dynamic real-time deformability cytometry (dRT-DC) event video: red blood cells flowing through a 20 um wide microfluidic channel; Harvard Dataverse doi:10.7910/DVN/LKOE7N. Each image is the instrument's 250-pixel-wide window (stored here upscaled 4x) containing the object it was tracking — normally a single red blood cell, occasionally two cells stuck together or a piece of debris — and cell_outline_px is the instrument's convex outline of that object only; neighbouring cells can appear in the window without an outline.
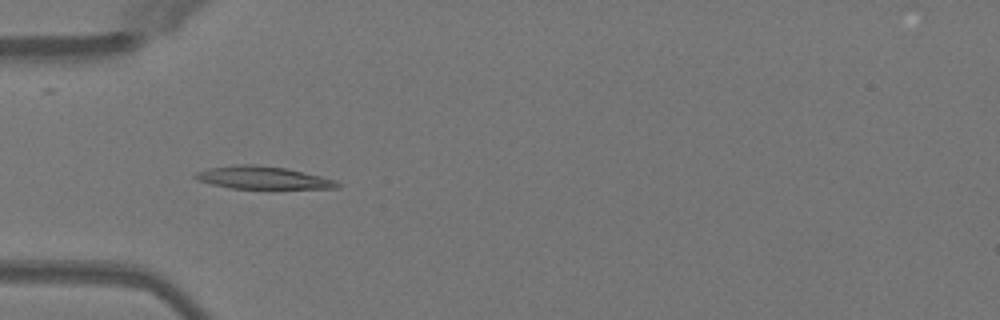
{"species": "Egyptian fruit bat (a non-hibernating species)", "species_latin": "Rousettus aegyptiacus", "temperature_condition": "warm", "stored_images_in_passage": 50, "camera_frame_rate_fps": 3000, "um_per_image_px": 0.085, "animal": {"sex": "female"}, "frame": {"image": 1, "passage_image": 16, "time_ms": 5.0, "image_size_px": [1000, 320], "cell_outline_px": [[340, 188], [232, 188], [212, 184], [196, 180], [192, 176], [196, 172], [208, 168], [236, 164], [252, 164], [288, 168], [336, 180], [340, 184]], "centroid_in_image_um": [22.31, 15.09], "position_along_channel_um": 62.7, "area_um2": 18.67}}
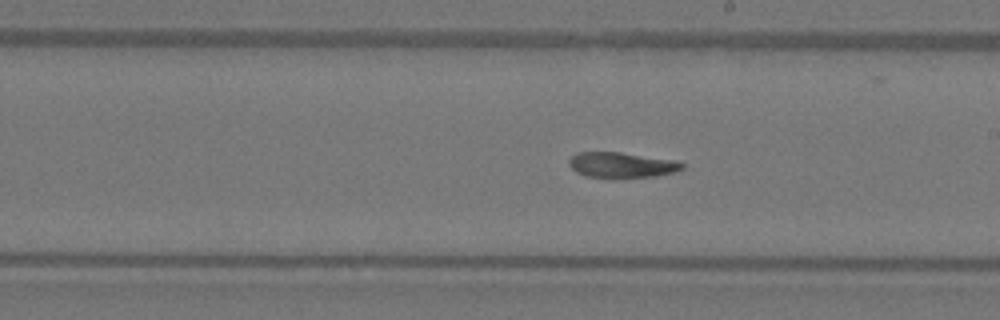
{"frame": {"image": 2, "passage_image": 29, "time_ms": 9.333, "image_size_px": [1000, 320], "cell_outline_px": [[684, 168], [676, 172], [656, 176], [612, 180], [584, 176], [576, 172], [568, 164], [568, 160], [576, 152], [620, 152], [676, 160], [684, 164]], "centroid_in_image_um": [52.83, 14.06], "position_along_channel_um": 236.2, "area_um2": 17.51}}
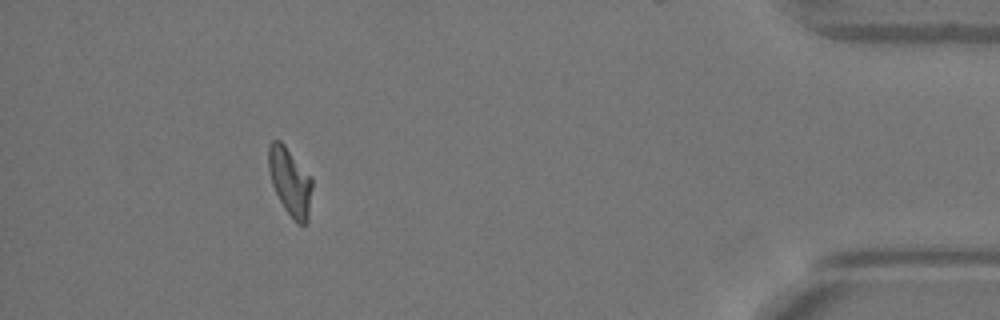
{"frame": {"image": 3, "passage_image": 46, "time_ms": 15.0, "image_size_px": [1000, 320], "cell_outline_px": [[312, 188], [308, 220], [304, 224], [296, 224], [284, 208], [272, 184], [268, 168], [268, 144], [272, 140], [280, 140], [284, 144], [312, 176]], "centroid_in_image_um": [24.66, 15.42], "position_along_channel_um": 410.5, "area_um2": 17.4}, "authors_computed_cell_mechanics": {"area_um2": 17.7446, "velocity_mm_per_s": 4.0507, "shape_relaxation_time_tau1_ms": 7.2569, "shape_relaxation_time_tau2_ms": 3.8519, "deformation_change_tau1": 0.2727, "deformation_change_tau2": 0.1082}}